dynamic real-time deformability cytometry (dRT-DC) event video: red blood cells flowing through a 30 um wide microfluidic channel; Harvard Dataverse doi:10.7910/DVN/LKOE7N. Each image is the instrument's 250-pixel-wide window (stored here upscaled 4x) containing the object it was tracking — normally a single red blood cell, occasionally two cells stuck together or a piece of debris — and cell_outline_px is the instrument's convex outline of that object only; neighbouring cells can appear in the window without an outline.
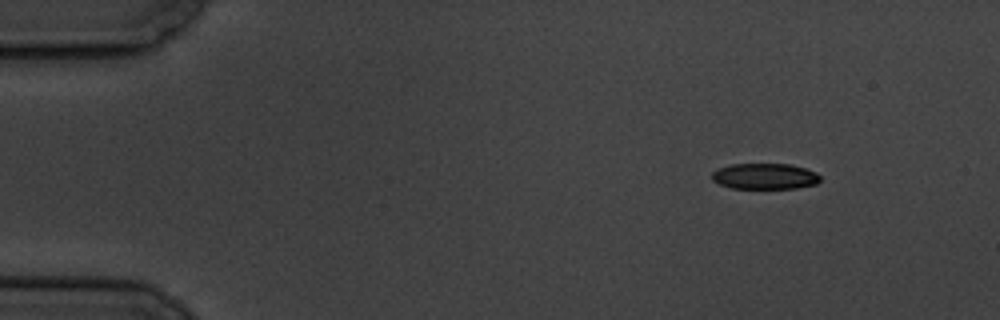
{"species": "common noctule bat (a hibernating species)", "species_latin": "Nyctalus noctula", "temperature_condition": "cold", "stored_images_in_passage": 5, "camera_frame_rate_fps": 3000, "um_per_image_px": 0.085, "animal": {"sex": "male", "body_mass_g": 19.5, "forearm_length_mm": 54.6}, "frame": {"image": 1, "passage_image": 1, "time_ms": 0.0, "image_size_px": [1000, 320], "cell_outline_px": [[820, 180], [816, 184], [796, 188], [732, 188], [720, 184], [712, 180], [712, 172], [720, 168], [732, 164], [788, 164], [804, 168], [816, 172], [820, 176]], "centroid_in_image_um": [65.02, 14.98], "position_along_channel_um": 20.0, "area_um2": 16.18}}
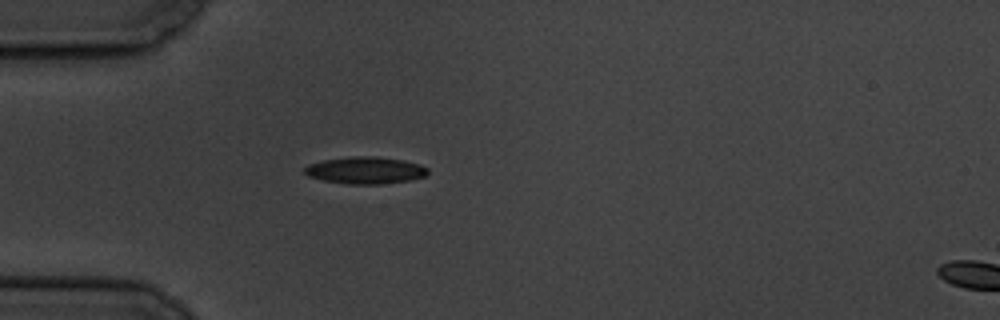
{"frame": {"image": 2, "passage_image": 4, "time_ms": 3.333, "image_size_px": [1000, 320], "cell_outline_px": [[428, 172], [424, 176], [412, 180], [380, 184], [348, 184], [324, 180], [308, 176], [304, 172], [304, 168], [308, 164], [324, 160], [348, 156], [376, 156], [404, 160], [420, 164], [428, 168]], "centroid_in_image_um": [31.07, 14.47], "position_along_channel_um": 53.9, "area_um2": 19.48}}